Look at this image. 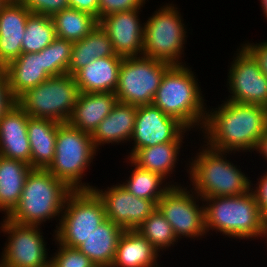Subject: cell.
<instances>
[{
	"label": "cell",
	"mask_w": 267,
	"mask_h": 267,
	"mask_svg": "<svg viewBox=\"0 0 267 267\" xmlns=\"http://www.w3.org/2000/svg\"><path fill=\"white\" fill-rule=\"evenodd\" d=\"M123 160L133 168L132 171H128L130 172L128 178L123 179V182L121 180L120 184L136 197L152 200L157 205L172 185L160 174L143 170L128 158Z\"/></svg>",
	"instance_id": "obj_29"
},
{
	"label": "cell",
	"mask_w": 267,
	"mask_h": 267,
	"mask_svg": "<svg viewBox=\"0 0 267 267\" xmlns=\"http://www.w3.org/2000/svg\"><path fill=\"white\" fill-rule=\"evenodd\" d=\"M136 231L146 238L161 256L171 247L177 246L179 242L171 224L157 208Z\"/></svg>",
	"instance_id": "obj_31"
},
{
	"label": "cell",
	"mask_w": 267,
	"mask_h": 267,
	"mask_svg": "<svg viewBox=\"0 0 267 267\" xmlns=\"http://www.w3.org/2000/svg\"><path fill=\"white\" fill-rule=\"evenodd\" d=\"M74 75L51 76L22 94L16 104L30 117L67 123L79 96Z\"/></svg>",
	"instance_id": "obj_8"
},
{
	"label": "cell",
	"mask_w": 267,
	"mask_h": 267,
	"mask_svg": "<svg viewBox=\"0 0 267 267\" xmlns=\"http://www.w3.org/2000/svg\"><path fill=\"white\" fill-rule=\"evenodd\" d=\"M56 37V30L51 16L30 14L22 37V53L40 52Z\"/></svg>",
	"instance_id": "obj_32"
},
{
	"label": "cell",
	"mask_w": 267,
	"mask_h": 267,
	"mask_svg": "<svg viewBox=\"0 0 267 267\" xmlns=\"http://www.w3.org/2000/svg\"><path fill=\"white\" fill-rule=\"evenodd\" d=\"M260 6H261V10H263V15L265 16V18L267 19V0H261L260 1Z\"/></svg>",
	"instance_id": "obj_42"
},
{
	"label": "cell",
	"mask_w": 267,
	"mask_h": 267,
	"mask_svg": "<svg viewBox=\"0 0 267 267\" xmlns=\"http://www.w3.org/2000/svg\"><path fill=\"white\" fill-rule=\"evenodd\" d=\"M238 47L228 65L226 87L230 94L224 100L267 107V77L253 56L241 44Z\"/></svg>",
	"instance_id": "obj_14"
},
{
	"label": "cell",
	"mask_w": 267,
	"mask_h": 267,
	"mask_svg": "<svg viewBox=\"0 0 267 267\" xmlns=\"http://www.w3.org/2000/svg\"><path fill=\"white\" fill-rule=\"evenodd\" d=\"M16 101L10 94L6 71L0 68V118Z\"/></svg>",
	"instance_id": "obj_39"
},
{
	"label": "cell",
	"mask_w": 267,
	"mask_h": 267,
	"mask_svg": "<svg viewBox=\"0 0 267 267\" xmlns=\"http://www.w3.org/2000/svg\"><path fill=\"white\" fill-rule=\"evenodd\" d=\"M256 154L261 155L267 162V128L263 134V136L260 138L257 147L255 149Z\"/></svg>",
	"instance_id": "obj_41"
},
{
	"label": "cell",
	"mask_w": 267,
	"mask_h": 267,
	"mask_svg": "<svg viewBox=\"0 0 267 267\" xmlns=\"http://www.w3.org/2000/svg\"><path fill=\"white\" fill-rule=\"evenodd\" d=\"M6 71L9 91L16 101L29 89L35 88L50 76L44 71V61L41 51L37 53H22L10 62Z\"/></svg>",
	"instance_id": "obj_22"
},
{
	"label": "cell",
	"mask_w": 267,
	"mask_h": 267,
	"mask_svg": "<svg viewBox=\"0 0 267 267\" xmlns=\"http://www.w3.org/2000/svg\"><path fill=\"white\" fill-rule=\"evenodd\" d=\"M207 108L201 140L217 151L244 155L255 151L267 128V107L222 100ZM213 107V108H212ZM212 108V109H211Z\"/></svg>",
	"instance_id": "obj_1"
},
{
	"label": "cell",
	"mask_w": 267,
	"mask_h": 267,
	"mask_svg": "<svg viewBox=\"0 0 267 267\" xmlns=\"http://www.w3.org/2000/svg\"><path fill=\"white\" fill-rule=\"evenodd\" d=\"M162 256L136 230H124L119 238L111 267H161ZM159 258V259H158Z\"/></svg>",
	"instance_id": "obj_23"
},
{
	"label": "cell",
	"mask_w": 267,
	"mask_h": 267,
	"mask_svg": "<svg viewBox=\"0 0 267 267\" xmlns=\"http://www.w3.org/2000/svg\"><path fill=\"white\" fill-rule=\"evenodd\" d=\"M99 0H69V7L88 13L98 21Z\"/></svg>",
	"instance_id": "obj_40"
},
{
	"label": "cell",
	"mask_w": 267,
	"mask_h": 267,
	"mask_svg": "<svg viewBox=\"0 0 267 267\" xmlns=\"http://www.w3.org/2000/svg\"><path fill=\"white\" fill-rule=\"evenodd\" d=\"M149 1V0H147ZM146 0H99L98 5V22L105 16L126 12L134 9L144 8Z\"/></svg>",
	"instance_id": "obj_35"
},
{
	"label": "cell",
	"mask_w": 267,
	"mask_h": 267,
	"mask_svg": "<svg viewBox=\"0 0 267 267\" xmlns=\"http://www.w3.org/2000/svg\"><path fill=\"white\" fill-rule=\"evenodd\" d=\"M159 7L144 22L142 56L171 65L189 64L182 59L185 56L188 27L180 8L173 1L162 3Z\"/></svg>",
	"instance_id": "obj_6"
},
{
	"label": "cell",
	"mask_w": 267,
	"mask_h": 267,
	"mask_svg": "<svg viewBox=\"0 0 267 267\" xmlns=\"http://www.w3.org/2000/svg\"><path fill=\"white\" fill-rule=\"evenodd\" d=\"M184 143H164L138 149L129 159L139 168L160 174L172 186L182 185L170 177L176 171ZM181 151V152H180ZM169 178V179H168Z\"/></svg>",
	"instance_id": "obj_24"
},
{
	"label": "cell",
	"mask_w": 267,
	"mask_h": 267,
	"mask_svg": "<svg viewBox=\"0 0 267 267\" xmlns=\"http://www.w3.org/2000/svg\"><path fill=\"white\" fill-rule=\"evenodd\" d=\"M143 8L117 12L103 17L99 25L106 31L113 49L122 57L142 56L144 23L140 19Z\"/></svg>",
	"instance_id": "obj_16"
},
{
	"label": "cell",
	"mask_w": 267,
	"mask_h": 267,
	"mask_svg": "<svg viewBox=\"0 0 267 267\" xmlns=\"http://www.w3.org/2000/svg\"><path fill=\"white\" fill-rule=\"evenodd\" d=\"M138 106L117 102L91 135L95 149L99 152L105 145H128L135 125ZM124 143V144H123ZM114 144V145H113Z\"/></svg>",
	"instance_id": "obj_19"
},
{
	"label": "cell",
	"mask_w": 267,
	"mask_h": 267,
	"mask_svg": "<svg viewBox=\"0 0 267 267\" xmlns=\"http://www.w3.org/2000/svg\"><path fill=\"white\" fill-rule=\"evenodd\" d=\"M195 73L187 64L172 65L164 73L152 104L200 135L208 106Z\"/></svg>",
	"instance_id": "obj_3"
},
{
	"label": "cell",
	"mask_w": 267,
	"mask_h": 267,
	"mask_svg": "<svg viewBox=\"0 0 267 267\" xmlns=\"http://www.w3.org/2000/svg\"><path fill=\"white\" fill-rule=\"evenodd\" d=\"M97 152L91 134L61 123L56 134L55 156L47 170L71 190H93L95 185L82 180L91 170Z\"/></svg>",
	"instance_id": "obj_7"
},
{
	"label": "cell",
	"mask_w": 267,
	"mask_h": 267,
	"mask_svg": "<svg viewBox=\"0 0 267 267\" xmlns=\"http://www.w3.org/2000/svg\"><path fill=\"white\" fill-rule=\"evenodd\" d=\"M71 191L47 169H32L26 178L18 204L6 218L16 224L43 227L48 221L55 220L57 224L54 232Z\"/></svg>",
	"instance_id": "obj_5"
},
{
	"label": "cell",
	"mask_w": 267,
	"mask_h": 267,
	"mask_svg": "<svg viewBox=\"0 0 267 267\" xmlns=\"http://www.w3.org/2000/svg\"><path fill=\"white\" fill-rule=\"evenodd\" d=\"M123 57L120 55L97 58L74 74L80 92L115 93Z\"/></svg>",
	"instance_id": "obj_20"
},
{
	"label": "cell",
	"mask_w": 267,
	"mask_h": 267,
	"mask_svg": "<svg viewBox=\"0 0 267 267\" xmlns=\"http://www.w3.org/2000/svg\"><path fill=\"white\" fill-rule=\"evenodd\" d=\"M205 227L231 239L246 241L264 238L267 223L252 190L239 196L204 198Z\"/></svg>",
	"instance_id": "obj_4"
},
{
	"label": "cell",
	"mask_w": 267,
	"mask_h": 267,
	"mask_svg": "<svg viewBox=\"0 0 267 267\" xmlns=\"http://www.w3.org/2000/svg\"><path fill=\"white\" fill-rule=\"evenodd\" d=\"M73 42L56 37L41 50L44 71L51 76L66 74L71 61Z\"/></svg>",
	"instance_id": "obj_33"
},
{
	"label": "cell",
	"mask_w": 267,
	"mask_h": 267,
	"mask_svg": "<svg viewBox=\"0 0 267 267\" xmlns=\"http://www.w3.org/2000/svg\"><path fill=\"white\" fill-rule=\"evenodd\" d=\"M117 102L115 93L80 92L67 123L92 135L99 123L111 113Z\"/></svg>",
	"instance_id": "obj_21"
},
{
	"label": "cell",
	"mask_w": 267,
	"mask_h": 267,
	"mask_svg": "<svg viewBox=\"0 0 267 267\" xmlns=\"http://www.w3.org/2000/svg\"><path fill=\"white\" fill-rule=\"evenodd\" d=\"M256 181L251 180V190L256 197V201L261 209L262 217L267 223V170ZM256 182V183H253Z\"/></svg>",
	"instance_id": "obj_37"
},
{
	"label": "cell",
	"mask_w": 267,
	"mask_h": 267,
	"mask_svg": "<svg viewBox=\"0 0 267 267\" xmlns=\"http://www.w3.org/2000/svg\"><path fill=\"white\" fill-rule=\"evenodd\" d=\"M32 169L23 161L2 157L0 161V212L5 217L18 204L26 178Z\"/></svg>",
	"instance_id": "obj_27"
},
{
	"label": "cell",
	"mask_w": 267,
	"mask_h": 267,
	"mask_svg": "<svg viewBox=\"0 0 267 267\" xmlns=\"http://www.w3.org/2000/svg\"><path fill=\"white\" fill-rule=\"evenodd\" d=\"M192 133L176 118L164 114L158 107L153 104L138 106L135 117V125L132 137L131 150L123 156L130 158L138 149L151 147L164 143H185ZM186 136V138H185Z\"/></svg>",
	"instance_id": "obj_13"
},
{
	"label": "cell",
	"mask_w": 267,
	"mask_h": 267,
	"mask_svg": "<svg viewBox=\"0 0 267 267\" xmlns=\"http://www.w3.org/2000/svg\"><path fill=\"white\" fill-rule=\"evenodd\" d=\"M29 115L16 103L0 118V153L8 159L31 166V147L27 135Z\"/></svg>",
	"instance_id": "obj_18"
},
{
	"label": "cell",
	"mask_w": 267,
	"mask_h": 267,
	"mask_svg": "<svg viewBox=\"0 0 267 267\" xmlns=\"http://www.w3.org/2000/svg\"><path fill=\"white\" fill-rule=\"evenodd\" d=\"M51 19L57 37L71 42L80 41L99 24L94 16L70 7L53 14Z\"/></svg>",
	"instance_id": "obj_30"
},
{
	"label": "cell",
	"mask_w": 267,
	"mask_h": 267,
	"mask_svg": "<svg viewBox=\"0 0 267 267\" xmlns=\"http://www.w3.org/2000/svg\"><path fill=\"white\" fill-rule=\"evenodd\" d=\"M60 124L51 119L29 116L27 135L31 147V167L33 169H47L53 162L56 134Z\"/></svg>",
	"instance_id": "obj_25"
},
{
	"label": "cell",
	"mask_w": 267,
	"mask_h": 267,
	"mask_svg": "<svg viewBox=\"0 0 267 267\" xmlns=\"http://www.w3.org/2000/svg\"><path fill=\"white\" fill-rule=\"evenodd\" d=\"M114 55L116 53L108 34L97 24L83 39L73 42L71 61L67 74L74 75L78 70L97 58Z\"/></svg>",
	"instance_id": "obj_28"
},
{
	"label": "cell",
	"mask_w": 267,
	"mask_h": 267,
	"mask_svg": "<svg viewBox=\"0 0 267 267\" xmlns=\"http://www.w3.org/2000/svg\"><path fill=\"white\" fill-rule=\"evenodd\" d=\"M251 42L246 40L241 45L253 56L261 72L267 77V40L258 43Z\"/></svg>",
	"instance_id": "obj_38"
},
{
	"label": "cell",
	"mask_w": 267,
	"mask_h": 267,
	"mask_svg": "<svg viewBox=\"0 0 267 267\" xmlns=\"http://www.w3.org/2000/svg\"><path fill=\"white\" fill-rule=\"evenodd\" d=\"M9 2V0H0V10Z\"/></svg>",
	"instance_id": "obj_43"
},
{
	"label": "cell",
	"mask_w": 267,
	"mask_h": 267,
	"mask_svg": "<svg viewBox=\"0 0 267 267\" xmlns=\"http://www.w3.org/2000/svg\"><path fill=\"white\" fill-rule=\"evenodd\" d=\"M53 240L57 249L56 252L50 254V267H96V265L77 248H70L59 244L55 240L54 232Z\"/></svg>",
	"instance_id": "obj_34"
},
{
	"label": "cell",
	"mask_w": 267,
	"mask_h": 267,
	"mask_svg": "<svg viewBox=\"0 0 267 267\" xmlns=\"http://www.w3.org/2000/svg\"><path fill=\"white\" fill-rule=\"evenodd\" d=\"M93 190L104 203L106 219L124 230H136L157 208L152 200L136 197L119 182L104 189L96 186Z\"/></svg>",
	"instance_id": "obj_15"
},
{
	"label": "cell",
	"mask_w": 267,
	"mask_h": 267,
	"mask_svg": "<svg viewBox=\"0 0 267 267\" xmlns=\"http://www.w3.org/2000/svg\"><path fill=\"white\" fill-rule=\"evenodd\" d=\"M267 228H266V230H265V234H264V238L262 239L263 241L265 240V242L267 243ZM266 246H267V244H266Z\"/></svg>",
	"instance_id": "obj_44"
},
{
	"label": "cell",
	"mask_w": 267,
	"mask_h": 267,
	"mask_svg": "<svg viewBox=\"0 0 267 267\" xmlns=\"http://www.w3.org/2000/svg\"><path fill=\"white\" fill-rule=\"evenodd\" d=\"M105 220L104 203L94 190H72L54 231L55 240L77 248Z\"/></svg>",
	"instance_id": "obj_9"
},
{
	"label": "cell",
	"mask_w": 267,
	"mask_h": 267,
	"mask_svg": "<svg viewBox=\"0 0 267 267\" xmlns=\"http://www.w3.org/2000/svg\"><path fill=\"white\" fill-rule=\"evenodd\" d=\"M199 146L193 157L191 155L186 159L188 163L184 161V170L187 168L186 173L190 180V183L186 181V184H189L197 195L202 199L239 196L251 190V177L237 165V161L230 159L232 154L241 156L239 153L217 151L209 148L204 142Z\"/></svg>",
	"instance_id": "obj_2"
},
{
	"label": "cell",
	"mask_w": 267,
	"mask_h": 267,
	"mask_svg": "<svg viewBox=\"0 0 267 267\" xmlns=\"http://www.w3.org/2000/svg\"><path fill=\"white\" fill-rule=\"evenodd\" d=\"M184 184L172 186L157 202V209L171 224L179 241L207 239L203 199Z\"/></svg>",
	"instance_id": "obj_12"
},
{
	"label": "cell",
	"mask_w": 267,
	"mask_h": 267,
	"mask_svg": "<svg viewBox=\"0 0 267 267\" xmlns=\"http://www.w3.org/2000/svg\"><path fill=\"white\" fill-rule=\"evenodd\" d=\"M31 14L52 16L69 8V0H20Z\"/></svg>",
	"instance_id": "obj_36"
},
{
	"label": "cell",
	"mask_w": 267,
	"mask_h": 267,
	"mask_svg": "<svg viewBox=\"0 0 267 267\" xmlns=\"http://www.w3.org/2000/svg\"><path fill=\"white\" fill-rule=\"evenodd\" d=\"M123 232L124 229L121 226L106 219L84 239L77 249L96 266L111 267L119 238Z\"/></svg>",
	"instance_id": "obj_26"
},
{
	"label": "cell",
	"mask_w": 267,
	"mask_h": 267,
	"mask_svg": "<svg viewBox=\"0 0 267 267\" xmlns=\"http://www.w3.org/2000/svg\"><path fill=\"white\" fill-rule=\"evenodd\" d=\"M171 66L145 56L123 57L115 90L117 100L136 106L152 104L162 77Z\"/></svg>",
	"instance_id": "obj_10"
},
{
	"label": "cell",
	"mask_w": 267,
	"mask_h": 267,
	"mask_svg": "<svg viewBox=\"0 0 267 267\" xmlns=\"http://www.w3.org/2000/svg\"><path fill=\"white\" fill-rule=\"evenodd\" d=\"M30 14L18 0H9L0 10V68L22 54V37Z\"/></svg>",
	"instance_id": "obj_17"
},
{
	"label": "cell",
	"mask_w": 267,
	"mask_h": 267,
	"mask_svg": "<svg viewBox=\"0 0 267 267\" xmlns=\"http://www.w3.org/2000/svg\"><path fill=\"white\" fill-rule=\"evenodd\" d=\"M0 233L7 238L0 267H50L48 242L42 226L16 224L3 216Z\"/></svg>",
	"instance_id": "obj_11"
}]
</instances>
